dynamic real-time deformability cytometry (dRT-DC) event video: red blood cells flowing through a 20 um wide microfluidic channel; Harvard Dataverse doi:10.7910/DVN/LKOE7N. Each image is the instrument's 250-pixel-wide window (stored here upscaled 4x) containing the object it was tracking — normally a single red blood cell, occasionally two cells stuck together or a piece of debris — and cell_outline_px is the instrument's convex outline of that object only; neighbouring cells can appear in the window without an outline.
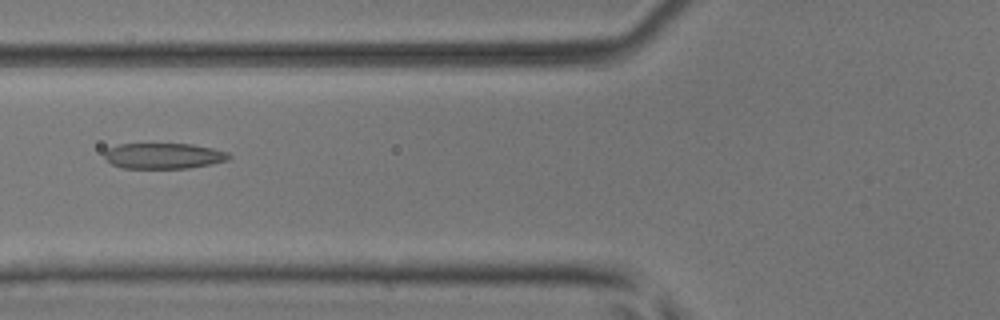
{"species": "common noctule bat (a hibernating species)", "species_latin": "Nyctalus noctula", "temperature_condition": "room temperature", "stored_images_in_passage": 5, "camera_frame_rate_fps": 3000, "um_per_image_px": 0.085, "animal": {"sex": "male", "body_mass_g": 17.9, "forearm_length_mm": 54.2}, "frame": {"image": 1, "passage_image": 4, "time_ms": 1.0, "image_size_px": [1000, 320], "cell_outline_px": [[232, 156], [228, 160], [212, 164], [188, 168], [124, 168], [112, 164], [104, 156], [104, 152], [108, 148], [120, 144], [192, 144], [212, 148], [228, 152]], "centroid_in_image_um": [13.94, 13.25], "position_along_channel_um": 111.9, "area_um2": 18.61}}
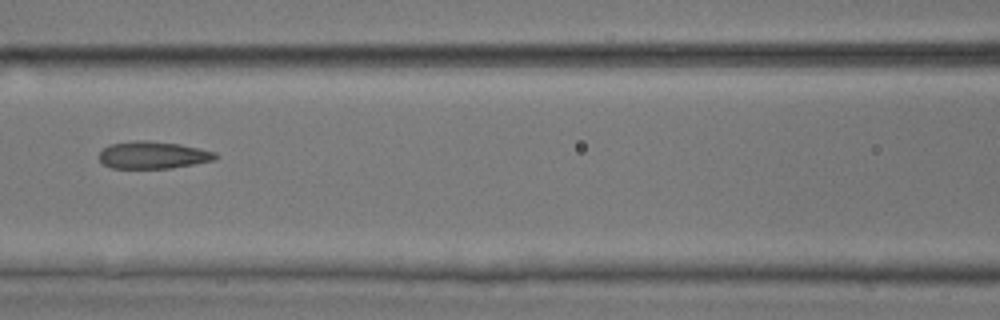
{"frame": {"image": 2, "passage_image": 5, "time_ms": 1.333, "image_size_px": [1000, 320], "cell_outline_px": [[220, 156], [216, 160], [172, 168], [112, 168], [104, 164], [100, 160], [100, 152], [108, 144], [136, 140], [148, 140], [180, 144], [200, 148], [216, 152]], "centroid_in_image_um": [13.05, 13.17], "position_along_channel_um": 153.5, "area_um2": 18.67}}